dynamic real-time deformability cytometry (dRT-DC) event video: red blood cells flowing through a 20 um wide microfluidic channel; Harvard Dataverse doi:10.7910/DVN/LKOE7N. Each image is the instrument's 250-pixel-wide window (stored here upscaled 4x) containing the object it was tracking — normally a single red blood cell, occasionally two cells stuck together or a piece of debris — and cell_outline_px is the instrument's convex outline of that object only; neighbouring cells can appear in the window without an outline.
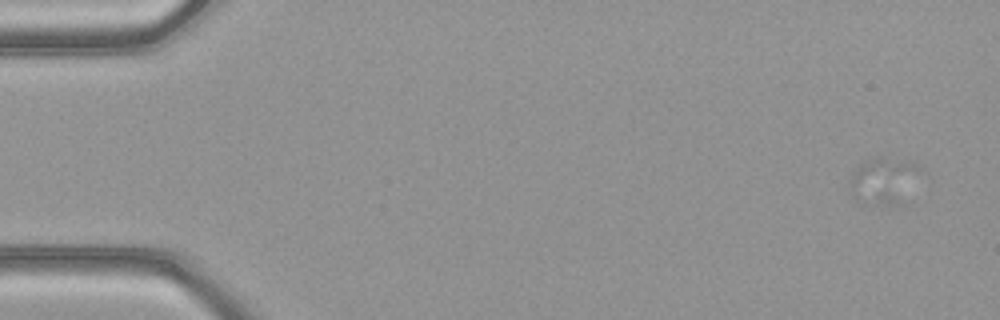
{"species": "common noctule bat (a hibernating species)", "species_latin": "Nyctalus noctula", "temperature_condition": "warm", "stored_images_in_passage": 22, "camera_frame_rate_fps": 3000, "um_per_image_px": 0.085, "animal": {"sex": "female", "body_mass_g": 21.9}, "frame": {"image": 1, "passage_image": 1, "time_ms": 0.0, "image_size_px": [1000, 320], "cell_outline_px": [[924, 172], [856, 200], [852, 196], [848, 180], [856, 168], [864, 160], [876, 156], [880, 156], [912, 160], [920, 164], [924, 168]], "centroid_in_image_um": [74.9, 14.84], "position_along_channel_um": 10.1, "area_um2": 14.1}}
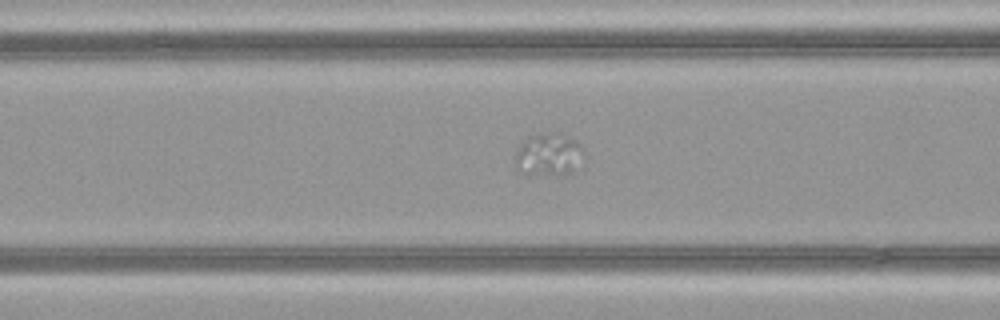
{"frame": {"image": 2, "passage_image": 19, "time_ms": 6.0, "image_size_px": [1000, 320], "cell_outline_px": [[584, 160], [576, 172], [556, 176], [524, 176], [516, 168], [516, 148], [528, 136], [536, 132], [556, 132], [576, 140], [584, 148]], "centroid_in_image_um": [46.65, 13.18], "position_along_channel_um": 119.9, "area_um2": 18.26}}
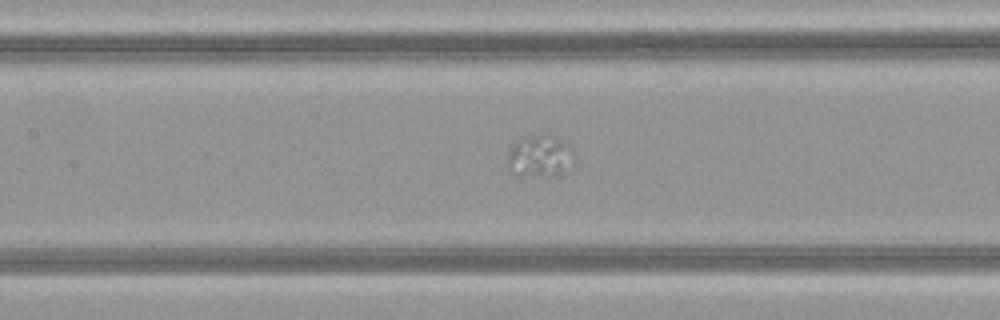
{"frame": {"image": 3, "passage_image": 22, "time_ms": 7.0, "image_size_px": [1000, 320], "cell_outline_px": [[576, 164], [556, 172], [520, 176], [512, 172], [508, 160], [508, 152], [516, 140], [524, 136], [552, 136], [568, 144], [576, 160]], "centroid_in_image_um": [45.87, 13.23], "position_along_channel_um": 161.5, "area_um2": 15.49}}